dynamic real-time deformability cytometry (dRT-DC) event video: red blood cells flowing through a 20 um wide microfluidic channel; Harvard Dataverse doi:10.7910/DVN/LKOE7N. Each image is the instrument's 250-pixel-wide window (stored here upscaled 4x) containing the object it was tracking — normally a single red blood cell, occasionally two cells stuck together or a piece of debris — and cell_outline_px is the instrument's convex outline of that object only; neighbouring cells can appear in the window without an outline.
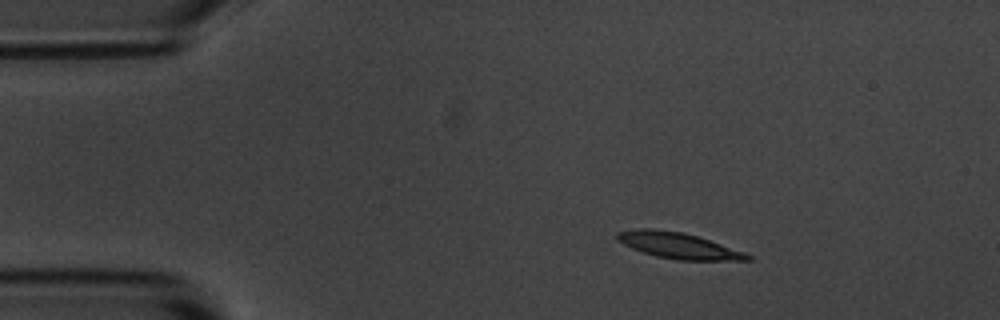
{"species": "common noctule bat (a hibernating species)", "species_latin": "Nyctalus noctula", "temperature_condition": "room temperature", "stored_images_in_passage": 3, "camera_frame_rate_fps": 3000, "um_per_image_px": 0.085, "animal": {"sex": "male", "body_mass_g": 20.1, "forearm_length_mm": 53.5}, "frame": {"image": 1, "passage_image": 2, "time_ms": 1.333, "image_size_px": [1000, 320], "cell_outline_px": [[752, 260], [676, 260], [656, 256], [632, 248], [616, 240], [616, 232], [640, 228], [652, 228], [684, 232], [744, 252], [752, 256]], "centroid_in_image_um": [57.62, 20.87], "position_along_channel_um": 27.4, "area_um2": 19.54}}